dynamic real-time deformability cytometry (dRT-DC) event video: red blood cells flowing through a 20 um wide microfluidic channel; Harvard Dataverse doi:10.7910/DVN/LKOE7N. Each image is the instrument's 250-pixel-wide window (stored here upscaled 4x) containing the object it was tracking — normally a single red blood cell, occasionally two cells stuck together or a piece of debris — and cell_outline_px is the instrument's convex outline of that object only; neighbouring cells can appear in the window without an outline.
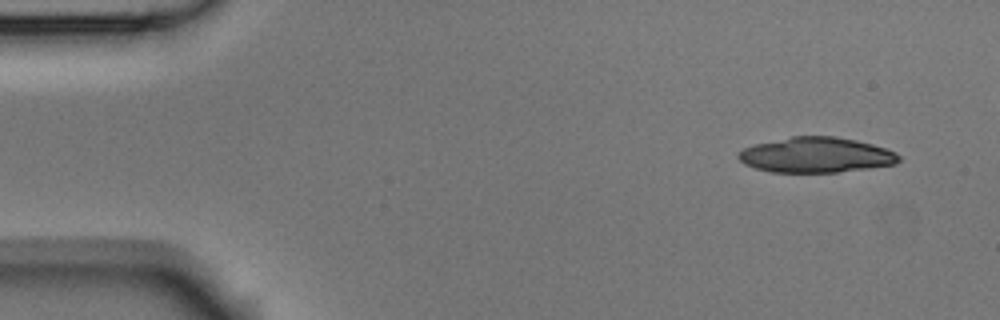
{"species": "Egyptian fruit bat (a non-hibernating species)", "species_latin": "Rousettus aegyptiacus", "temperature_condition": "room temperature", "stored_images_in_passage": 5, "camera_frame_rate_fps": 3000, "um_per_image_px": 0.085, "animal": {"sex": "male"}, "frame": {"image": 1, "passage_image": 1, "time_ms": 0.0, "image_size_px": [1000, 320], "cell_outline_px": [[900, 160], [896, 164], [868, 168], [836, 172], [772, 172], [756, 168], [744, 164], [736, 156], [736, 152], [744, 148], [756, 144], [792, 136], [836, 136], [856, 140], [872, 144], [896, 152], [900, 156]], "centroid_in_image_um": [69.36, 13.17], "position_along_channel_um": 15.6, "area_um2": 32.95}}